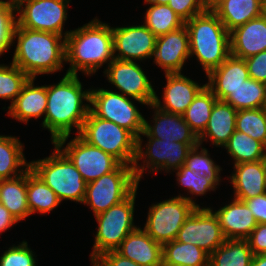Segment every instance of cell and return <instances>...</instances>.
Segmentation results:
<instances>
[{
	"label": "cell",
	"instance_id": "3",
	"mask_svg": "<svg viewBox=\"0 0 266 266\" xmlns=\"http://www.w3.org/2000/svg\"><path fill=\"white\" fill-rule=\"evenodd\" d=\"M13 46L11 62L30 78L63 71L66 64V38L62 35L16 27Z\"/></svg>",
	"mask_w": 266,
	"mask_h": 266
},
{
	"label": "cell",
	"instance_id": "41",
	"mask_svg": "<svg viewBox=\"0 0 266 266\" xmlns=\"http://www.w3.org/2000/svg\"><path fill=\"white\" fill-rule=\"evenodd\" d=\"M16 26V4L5 0L0 5V57L12 48Z\"/></svg>",
	"mask_w": 266,
	"mask_h": 266
},
{
	"label": "cell",
	"instance_id": "10",
	"mask_svg": "<svg viewBox=\"0 0 266 266\" xmlns=\"http://www.w3.org/2000/svg\"><path fill=\"white\" fill-rule=\"evenodd\" d=\"M138 186L133 166L120 164L114 171L87 183L82 204L89 206L95 216L125 200Z\"/></svg>",
	"mask_w": 266,
	"mask_h": 266
},
{
	"label": "cell",
	"instance_id": "21",
	"mask_svg": "<svg viewBox=\"0 0 266 266\" xmlns=\"http://www.w3.org/2000/svg\"><path fill=\"white\" fill-rule=\"evenodd\" d=\"M35 78L29 80L22 87L21 93L6 112L10 118L20 123H27L32 119H41L44 128V116L47 109V85L35 86Z\"/></svg>",
	"mask_w": 266,
	"mask_h": 266
},
{
	"label": "cell",
	"instance_id": "1",
	"mask_svg": "<svg viewBox=\"0 0 266 266\" xmlns=\"http://www.w3.org/2000/svg\"><path fill=\"white\" fill-rule=\"evenodd\" d=\"M90 91L91 87L84 89L75 74L65 73L59 82L47 85L44 129L51 134V144L62 137H71L75 128V134L80 133L90 111Z\"/></svg>",
	"mask_w": 266,
	"mask_h": 266
},
{
	"label": "cell",
	"instance_id": "50",
	"mask_svg": "<svg viewBox=\"0 0 266 266\" xmlns=\"http://www.w3.org/2000/svg\"><path fill=\"white\" fill-rule=\"evenodd\" d=\"M225 0H204L206 10L214 11Z\"/></svg>",
	"mask_w": 266,
	"mask_h": 266
},
{
	"label": "cell",
	"instance_id": "28",
	"mask_svg": "<svg viewBox=\"0 0 266 266\" xmlns=\"http://www.w3.org/2000/svg\"><path fill=\"white\" fill-rule=\"evenodd\" d=\"M23 151L19 137L0 135V180L22 175L30 167Z\"/></svg>",
	"mask_w": 266,
	"mask_h": 266
},
{
	"label": "cell",
	"instance_id": "24",
	"mask_svg": "<svg viewBox=\"0 0 266 266\" xmlns=\"http://www.w3.org/2000/svg\"><path fill=\"white\" fill-rule=\"evenodd\" d=\"M227 178L233 187L234 199L245 201L266 193L265 160L233 165Z\"/></svg>",
	"mask_w": 266,
	"mask_h": 266
},
{
	"label": "cell",
	"instance_id": "2",
	"mask_svg": "<svg viewBox=\"0 0 266 266\" xmlns=\"http://www.w3.org/2000/svg\"><path fill=\"white\" fill-rule=\"evenodd\" d=\"M66 74L92 76L103 65L106 67L115 59L113 33L110 23L102 22L98 17L71 30L66 36Z\"/></svg>",
	"mask_w": 266,
	"mask_h": 266
},
{
	"label": "cell",
	"instance_id": "53",
	"mask_svg": "<svg viewBox=\"0 0 266 266\" xmlns=\"http://www.w3.org/2000/svg\"><path fill=\"white\" fill-rule=\"evenodd\" d=\"M265 101H264V108L266 109V83H265Z\"/></svg>",
	"mask_w": 266,
	"mask_h": 266
},
{
	"label": "cell",
	"instance_id": "37",
	"mask_svg": "<svg viewBox=\"0 0 266 266\" xmlns=\"http://www.w3.org/2000/svg\"><path fill=\"white\" fill-rule=\"evenodd\" d=\"M264 94L265 83L249 78L224 101L231 104L237 111L264 108Z\"/></svg>",
	"mask_w": 266,
	"mask_h": 266
},
{
	"label": "cell",
	"instance_id": "31",
	"mask_svg": "<svg viewBox=\"0 0 266 266\" xmlns=\"http://www.w3.org/2000/svg\"><path fill=\"white\" fill-rule=\"evenodd\" d=\"M163 264L174 266H209L210 255L199 246L177 240L162 245Z\"/></svg>",
	"mask_w": 266,
	"mask_h": 266
},
{
	"label": "cell",
	"instance_id": "8",
	"mask_svg": "<svg viewBox=\"0 0 266 266\" xmlns=\"http://www.w3.org/2000/svg\"><path fill=\"white\" fill-rule=\"evenodd\" d=\"M79 135L89 144L116 158L121 164L133 166L137 138L114 122L103 120L89 111Z\"/></svg>",
	"mask_w": 266,
	"mask_h": 266
},
{
	"label": "cell",
	"instance_id": "11",
	"mask_svg": "<svg viewBox=\"0 0 266 266\" xmlns=\"http://www.w3.org/2000/svg\"><path fill=\"white\" fill-rule=\"evenodd\" d=\"M71 0H18L17 26L51 32L66 38L71 30H64Z\"/></svg>",
	"mask_w": 266,
	"mask_h": 266
},
{
	"label": "cell",
	"instance_id": "43",
	"mask_svg": "<svg viewBox=\"0 0 266 266\" xmlns=\"http://www.w3.org/2000/svg\"><path fill=\"white\" fill-rule=\"evenodd\" d=\"M168 5L184 22L206 10L204 0H170Z\"/></svg>",
	"mask_w": 266,
	"mask_h": 266
},
{
	"label": "cell",
	"instance_id": "57",
	"mask_svg": "<svg viewBox=\"0 0 266 266\" xmlns=\"http://www.w3.org/2000/svg\"><path fill=\"white\" fill-rule=\"evenodd\" d=\"M161 266H174V265L162 264Z\"/></svg>",
	"mask_w": 266,
	"mask_h": 266
},
{
	"label": "cell",
	"instance_id": "19",
	"mask_svg": "<svg viewBox=\"0 0 266 266\" xmlns=\"http://www.w3.org/2000/svg\"><path fill=\"white\" fill-rule=\"evenodd\" d=\"M147 107L154 111L151 121L144 118L143 131L149 137L171 142L199 144L197 135L191 130L181 114L162 111L154 104Z\"/></svg>",
	"mask_w": 266,
	"mask_h": 266
},
{
	"label": "cell",
	"instance_id": "7",
	"mask_svg": "<svg viewBox=\"0 0 266 266\" xmlns=\"http://www.w3.org/2000/svg\"><path fill=\"white\" fill-rule=\"evenodd\" d=\"M139 186L123 201L95 215L97 231L90 260L108 251H115L127 235L139 226L134 223L135 202Z\"/></svg>",
	"mask_w": 266,
	"mask_h": 266
},
{
	"label": "cell",
	"instance_id": "42",
	"mask_svg": "<svg viewBox=\"0 0 266 266\" xmlns=\"http://www.w3.org/2000/svg\"><path fill=\"white\" fill-rule=\"evenodd\" d=\"M37 255L30 248L28 242L23 240L13 244L0 256V266H37Z\"/></svg>",
	"mask_w": 266,
	"mask_h": 266
},
{
	"label": "cell",
	"instance_id": "5",
	"mask_svg": "<svg viewBox=\"0 0 266 266\" xmlns=\"http://www.w3.org/2000/svg\"><path fill=\"white\" fill-rule=\"evenodd\" d=\"M50 156L32 160L30 169L42 179L61 202L83 203L87 183L71 160L55 145Z\"/></svg>",
	"mask_w": 266,
	"mask_h": 266
},
{
	"label": "cell",
	"instance_id": "56",
	"mask_svg": "<svg viewBox=\"0 0 266 266\" xmlns=\"http://www.w3.org/2000/svg\"><path fill=\"white\" fill-rule=\"evenodd\" d=\"M265 180H266V160H265Z\"/></svg>",
	"mask_w": 266,
	"mask_h": 266
},
{
	"label": "cell",
	"instance_id": "6",
	"mask_svg": "<svg viewBox=\"0 0 266 266\" xmlns=\"http://www.w3.org/2000/svg\"><path fill=\"white\" fill-rule=\"evenodd\" d=\"M142 137L147 138L145 144ZM197 145L152 138L142 131L137 138L136 157L133 164L135 178L140 183L146 171L157 174L160 171L171 173L178 170L185 164L189 151Z\"/></svg>",
	"mask_w": 266,
	"mask_h": 266
},
{
	"label": "cell",
	"instance_id": "38",
	"mask_svg": "<svg viewBox=\"0 0 266 266\" xmlns=\"http://www.w3.org/2000/svg\"><path fill=\"white\" fill-rule=\"evenodd\" d=\"M210 155L207 148L198 144L189 151L184 166L191 171L199 172L201 176H206L218 187L222 182L220 175L223 170Z\"/></svg>",
	"mask_w": 266,
	"mask_h": 266
},
{
	"label": "cell",
	"instance_id": "55",
	"mask_svg": "<svg viewBox=\"0 0 266 266\" xmlns=\"http://www.w3.org/2000/svg\"><path fill=\"white\" fill-rule=\"evenodd\" d=\"M7 1L16 3L18 0H7Z\"/></svg>",
	"mask_w": 266,
	"mask_h": 266
},
{
	"label": "cell",
	"instance_id": "47",
	"mask_svg": "<svg viewBox=\"0 0 266 266\" xmlns=\"http://www.w3.org/2000/svg\"><path fill=\"white\" fill-rule=\"evenodd\" d=\"M253 213L258 224H266V193L243 201Z\"/></svg>",
	"mask_w": 266,
	"mask_h": 266
},
{
	"label": "cell",
	"instance_id": "29",
	"mask_svg": "<svg viewBox=\"0 0 266 266\" xmlns=\"http://www.w3.org/2000/svg\"><path fill=\"white\" fill-rule=\"evenodd\" d=\"M262 0H225L214 12L230 33L248 21L261 16Z\"/></svg>",
	"mask_w": 266,
	"mask_h": 266
},
{
	"label": "cell",
	"instance_id": "14",
	"mask_svg": "<svg viewBox=\"0 0 266 266\" xmlns=\"http://www.w3.org/2000/svg\"><path fill=\"white\" fill-rule=\"evenodd\" d=\"M103 73L117 92L140 100L145 106L154 103L157 91L139 62L114 59L104 68Z\"/></svg>",
	"mask_w": 266,
	"mask_h": 266
},
{
	"label": "cell",
	"instance_id": "48",
	"mask_svg": "<svg viewBox=\"0 0 266 266\" xmlns=\"http://www.w3.org/2000/svg\"><path fill=\"white\" fill-rule=\"evenodd\" d=\"M20 223L10 212L9 210L0 203V235L3 232L11 229L14 225Z\"/></svg>",
	"mask_w": 266,
	"mask_h": 266
},
{
	"label": "cell",
	"instance_id": "34",
	"mask_svg": "<svg viewBox=\"0 0 266 266\" xmlns=\"http://www.w3.org/2000/svg\"><path fill=\"white\" fill-rule=\"evenodd\" d=\"M217 97L205 86L182 114L185 122L199 137L205 130Z\"/></svg>",
	"mask_w": 266,
	"mask_h": 266
},
{
	"label": "cell",
	"instance_id": "32",
	"mask_svg": "<svg viewBox=\"0 0 266 266\" xmlns=\"http://www.w3.org/2000/svg\"><path fill=\"white\" fill-rule=\"evenodd\" d=\"M253 256L247 239H226L210 254L209 266H251Z\"/></svg>",
	"mask_w": 266,
	"mask_h": 266
},
{
	"label": "cell",
	"instance_id": "26",
	"mask_svg": "<svg viewBox=\"0 0 266 266\" xmlns=\"http://www.w3.org/2000/svg\"><path fill=\"white\" fill-rule=\"evenodd\" d=\"M237 112L231 104L217 99L212 108L209 122L198 137L199 144L203 145V142L211 141L213 146L223 148L236 131Z\"/></svg>",
	"mask_w": 266,
	"mask_h": 266
},
{
	"label": "cell",
	"instance_id": "51",
	"mask_svg": "<svg viewBox=\"0 0 266 266\" xmlns=\"http://www.w3.org/2000/svg\"><path fill=\"white\" fill-rule=\"evenodd\" d=\"M170 0H144V3L149 5H156V4H168Z\"/></svg>",
	"mask_w": 266,
	"mask_h": 266
},
{
	"label": "cell",
	"instance_id": "4",
	"mask_svg": "<svg viewBox=\"0 0 266 266\" xmlns=\"http://www.w3.org/2000/svg\"><path fill=\"white\" fill-rule=\"evenodd\" d=\"M184 24L189 34L190 58L195 57L204 74L230 56V33L214 11L205 10Z\"/></svg>",
	"mask_w": 266,
	"mask_h": 266
},
{
	"label": "cell",
	"instance_id": "46",
	"mask_svg": "<svg viewBox=\"0 0 266 266\" xmlns=\"http://www.w3.org/2000/svg\"><path fill=\"white\" fill-rule=\"evenodd\" d=\"M99 266H140L116 251H108L94 260Z\"/></svg>",
	"mask_w": 266,
	"mask_h": 266
},
{
	"label": "cell",
	"instance_id": "36",
	"mask_svg": "<svg viewBox=\"0 0 266 266\" xmlns=\"http://www.w3.org/2000/svg\"><path fill=\"white\" fill-rule=\"evenodd\" d=\"M176 174V183L184 188L187 192V195L179 193L177 197H183L188 202H190L196 208H203L195 201L194 197L205 196L208 192L217 190V186L209 180L206 176H201L199 172L191 171L186 168L184 165L178 170L173 171ZM190 196H189V195ZM193 196V197H192ZM195 199V200H194Z\"/></svg>",
	"mask_w": 266,
	"mask_h": 266
},
{
	"label": "cell",
	"instance_id": "39",
	"mask_svg": "<svg viewBox=\"0 0 266 266\" xmlns=\"http://www.w3.org/2000/svg\"><path fill=\"white\" fill-rule=\"evenodd\" d=\"M236 131L251 136L266 147V109L239 110L235 122Z\"/></svg>",
	"mask_w": 266,
	"mask_h": 266
},
{
	"label": "cell",
	"instance_id": "27",
	"mask_svg": "<svg viewBox=\"0 0 266 266\" xmlns=\"http://www.w3.org/2000/svg\"><path fill=\"white\" fill-rule=\"evenodd\" d=\"M0 203L19 222L30 216L27 201V170L17 177L0 180Z\"/></svg>",
	"mask_w": 266,
	"mask_h": 266
},
{
	"label": "cell",
	"instance_id": "22",
	"mask_svg": "<svg viewBox=\"0 0 266 266\" xmlns=\"http://www.w3.org/2000/svg\"><path fill=\"white\" fill-rule=\"evenodd\" d=\"M205 76L208 79L206 86L223 101L250 78L246 61L232 55Z\"/></svg>",
	"mask_w": 266,
	"mask_h": 266
},
{
	"label": "cell",
	"instance_id": "20",
	"mask_svg": "<svg viewBox=\"0 0 266 266\" xmlns=\"http://www.w3.org/2000/svg\"><path fill=\"white\" fill-rule=\"evenodd\" d=\"M228 203L215 211L209 208L217 216L225 239H247L258 224L253 213L243 201L233 198Z\"/></svg>",
	"mask_w": 266,
	"mask_h": 266
},
{
	"label": "cell",
	"instance_id": "30",
	"mask_svg": "<svg viewBox=\"0 0 266 266\" xmlns=\"http://www.w3.org/2000/svg\"><path fill=\"white\" fill-rule=\"evenodd\" d=\"M27 201L30 216L49 214L61 204L55 192L30 167L27 169Z\"/></svg>",
	"mask_w": 266,
	"mask_h": 266
},
{
	"label": "cell",
	"instance_id": "33",
	"mask_svg": "<svg viewBox=\"0 0 266 266\" xmlns=\"http://www.w3.org/2000/svg\"><path fill=\"white\" fill-rule=\"evenodd\" d=\"M235 164L266 160V147L243 132L235 131L223 147Z\"/></svg>",
	"mask_w": 266,
	"mask_h": 266
},
{
	"label": "cell",
	"instance_id": "44",
	"mask_svg": "<svg viewBox=\"0 0 266 266\" xmlns=\"http://www.w3.org/2000/svg\"><path fill=\"white\" fill-rule=\"evenodd\" d=\"M247 64L249 77L266 83V51L244 59Z\"/></svg>",
	"mask_w": 266,
	"mask_h": 266
},
{
	"label": "cell",
	"instance_id": "9",
	"mask_svg": "<svg viewBox=\"0 0 266 266\" xmlns=\"http://www.w3.org/2000/svg\"><path fill=\"white\" fill-rule=\"evenodd\" d=\"M140 100L124 96L111 89L93 88L90 91V111L103 120H109L130 131L136 138L144 129V115L135 102Z\"/></svg>",
	"mask_w": 266,
	"mask_h": 266
},
{
	"label": "cell",
	"instance_id": "12",
	"mask_svg": "<svg viewBox=\"0 0 266 266\" xmlns=\"http://www.w3.org/2000/svg\"><path fill=\"white\" fill-rule=\"evenodd\" d=\"M143 229L161 245L176 240L185 220L196 209L183 197H171L151 204Z\"/></svg>",
	"mask_w": 266,
	"mask_h": 266
},
{
	"label": "cell",
	"instance_id": "45",
	"mask_svg": "<svg viewBox=\"0 0 266 266\" xmlns=\"http://www.w3.org/2000/svg\"><path fill=\"white\" fill-rule=\"evenodd\" d=\"M253 255L266 253V224H257L247 238Z\"/></svg>",
	"mask_w": 266,
	"mask_h": 266
},
{
	"label": "cell",
	"instance_id": "35",
	"mask_svg": "<svg viewBox=\"0 0 266 266\" xmlns=\"http://www.w3.org/2000/svg\"><path fill=\"white\" fill-rule=\"evenodd\" d=\"M146 9L143 24L156 37L177 30L185 23L168 4L150 5Z\"/></svg>",
	"mask_w": 266,
	"mask_h": 266
},
{
	"label": "cell",
	"instance_id": "52",
	"mask_svg": "<svg viewBox=\"0 0 266 266\" xmlns=\"http://www.w3.org/2000/svg\"><path fill=\"white\" fill-rule=\"evenodd\" d=\"M261 16L263 18H266V0H262V5H261Z\"/></svg>",
	"mask_w": 266,
	"mask_h": 266
},
{
	"label": "cell",
	"instance_id": "25",
	"mask_svg": "<svg viewBox=\"0 0 266 266\" xmlns=\"http://www.w3.org/2000/svg\"><path fill=\"white\" fill-rule=\"evenodd\" d=\"M266 51V18L252 19L230 32V55L245 59Z\"/></svg>",
	"mask_w": 266,
	"mask_h": 266
},
{
	"label": "cell",
	"instance_id": "13",
	"mask_svg": "<svg viewBox=\"0 0 266 266\" xmlns=\"http://www.w3.org/2000/svg\"><path fill=\"white\" fill-rule=\"evenodd\" d=\"M68 138L62 137L54 144L71 160L86 183L114 171L121 164L113 156L86 142L79 134L70 140Z\"/></svg>",
	"mask_w": 266,
	"mask_h": 266
},
{
	"label": "cell",
	"instance_id": "54",
	"mask_svg": "<svg viewBox=\"0 0 266 266\" xmlns=\"http://www.w3.org/2000/svg\"><path fill=\"white\" fill-rule=\"evenodd\" d=\"M92 266H99L95 261H91Z\"/></svg>",
	"mask_w": 266,
	"mask_h": 266
},
{
	"label": "cell",
	"instance_id": "18",
	"mask_svg": "<svg viewBox=\"0 0 266 266\" xmlns=\"http://www.w3.org/2000/svg\"><path fill=\"white\" fill-rule=\"evenodd\" d=\"M166 85L163 87L162 102L155 94L154 105L162 111L183 114L197 94L206 86L181 73H165Z\"/></svg>",
	"mask_w": 266,
	"mask_h": 266
},
{
	"label": "cell",
	"instance_id": "40",
	"mask_svg": "<svg viewBox=\"0 0 266 266\" xmlns=\"http://www.w3.org/2000/svg\"><path fill=\"white\" fill-rule=\"evenodd\" d=\"M29 78L26 73L12 62L9 65L0 64V99L11 102L7 109L21 93L22 87Z\"/></svg>",
	"mask_w": 266,
	"mask_h": 266
},
{
	"label": "cell",
	"instance_id": "17",
	"mask_svg": "<svg viewBox=\"0 0 266 266\" xmlns=\"http://www.w3.org/2000/svg\"><path fill=\"white\" fill-rule=\"evenodd\" d=\"M153 62L165 73H181L190 60L189 34L185 24L177 30L156 37Z\"/></svg>",
	"mask_w": 266,
	"mask_h": 266
},
{
	"label": "cell",
	"instance_id": "16",
	"mask_svg": "<svg viewBox=\"0 0 266 266\" xmlns=\"http://www.w3.org/2000/svg\"><path fill=\"white\" fill-rule=\"evenodd\" d=\"M114 58L141 62L151 59L155 50L156 36L144 24L112 27Z\"/></svg>",
	"mask_w": 266,
	"mask_h": 266
},
{
	"label": "cell",
	"instance_id": "49",
	"mask_svg": "<svg viewBox=\"0 0 266 266\" xmlns=\"http://www.w3.org/2000/svg\"><path fill=\"white\" fill-rule=\"evenodd\" d=\"M251 266H266V253L254 255Z\"/></svg>",
	"mask_w": 266,
	"mask_h": 266
},
{
	"label": "cell",
	"instance_id": "15",
	"mask_svg": "<svg viewBox=\"0 0 266 266\" xmlns=\"http://www.w3.org/2000/svg\"><path fill=\"white\" fill-rule=\"evenodd\" d=\"M176 240L199 246L209 255L225 242L219 220L207 206L196 208L185 220Z\"/></svg>",
	"mask_w": 266,
	"mask_h": 266
},
{
	"label": "cell",
	"instance_id": "23",
	"mask_svg": "<svg viewBox=\"0 0 266 266\" xmlns=\"http://www.w3.org/2000/svg\"><path fill=\"white\" fill-rule=\"evenodd\" d=\"M115 251L140 266H161L163 264L162 245L141 226L129 233Z\"/></svg>",
	"mask_w": 266,
	"mask_h": 266
}]
</instances>
